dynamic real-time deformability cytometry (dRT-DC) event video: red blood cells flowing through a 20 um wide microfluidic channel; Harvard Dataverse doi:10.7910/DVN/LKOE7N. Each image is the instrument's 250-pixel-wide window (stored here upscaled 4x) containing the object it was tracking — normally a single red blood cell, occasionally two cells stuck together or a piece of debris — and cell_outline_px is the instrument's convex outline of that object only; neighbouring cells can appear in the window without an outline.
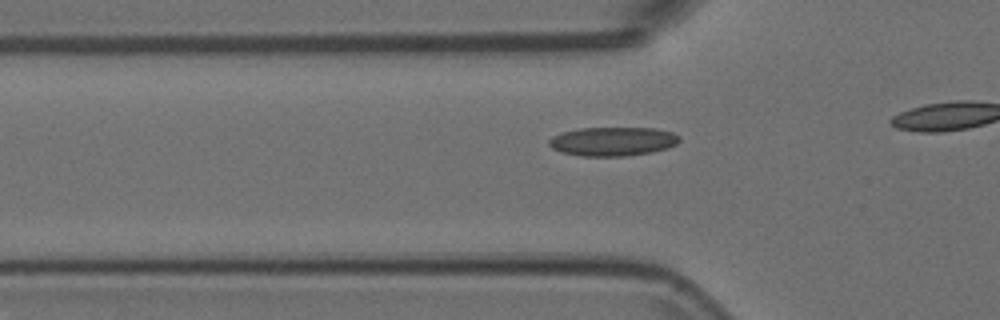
{"species": "Egyptian fruit bat (a non-hibernating species)", "species_latin": "Rousettus aegyptiacus", "temperature_condition": "room temperature", "stored_images_in_passage": 8, "camera_frame_rate_fps": 3000, "um_per_image_px": 0.085, "animal": {"sex": "female"}, "frame": {"image": 1, "passage_image": 3, "time_ms": 0.667, "image_size_px": [1000, 320], "cell_outline_px": [[680, 140], [676, 144], [668, 148], [652, 152], [624, 156], [584, 156], [560, 152], [552, 148], [548, 144], [548, 140], [552, 136], [560, 132], [580, 128], [656, 128], [672, 132], [680, 136]], "centroid_in_image_um": [52.07, 12.01], "position_along_channel_um": 73.7, "area_um2": 22.14}}
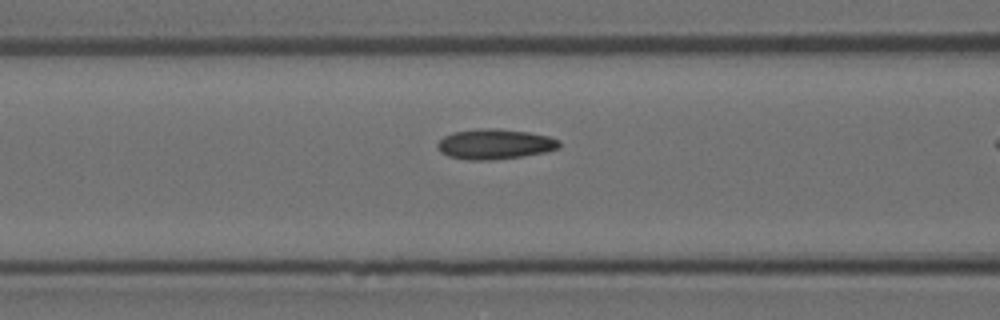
{"frame": {"image": 2, "passage_image": 7, "time_ms": 2.0, "image_size_px": [1000, 320], "cell_outline_px": [[560, 148], [544, 152], [524, 156], [492, 160], [468, 160], [448, 156], [440, 152], [436, 144], [444, 136], [452, 132], [480, 128], [496, 128], [528, 132], [548, 136], [560, 140]], "centroid_in_image_um": [42.05, 12.25], "position_along_channel_um": 124.5, "area_um2": 21.56}}